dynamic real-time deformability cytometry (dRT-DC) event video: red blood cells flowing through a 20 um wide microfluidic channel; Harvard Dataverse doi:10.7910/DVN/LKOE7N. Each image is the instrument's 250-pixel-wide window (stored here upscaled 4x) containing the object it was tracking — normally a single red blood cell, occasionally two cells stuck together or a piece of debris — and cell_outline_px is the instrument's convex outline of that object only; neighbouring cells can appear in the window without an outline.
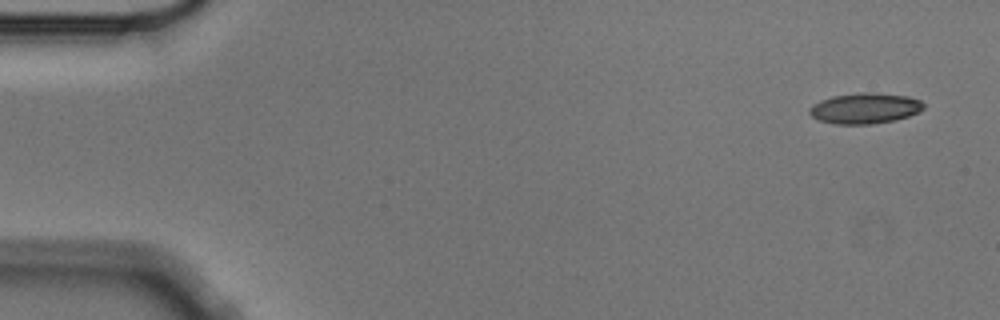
{"species": "Egyptian fruit bat (a non-hibernating species)", "species_latin": "Rousettus aegyptiacus", "temperature_condition": "cold", "stored_images_in_passage": 5, "camera_frame_rate_fps": 3000, "um_per_image_px": 0.085, "animal": {"sex": "male"}, "frame": {"image": 1, "passage_image": 1, "time_ms": 0.0, "image_size_px": [1000, 320], "cell_outline_px": [[924, 108], [920, 112], [896, 120], [872, 124], [836, 124], [816, 120], [808, 112], [808, 108], [812, 104], [820, 100], [832, 96], [860, 92], [872, 92], [908, 96], [920, 100], [924, 104]], "centroid_in_image_um": [73.5, 9.2], "position_along_channel_um": 11.5, "area_um2": 20.69}}
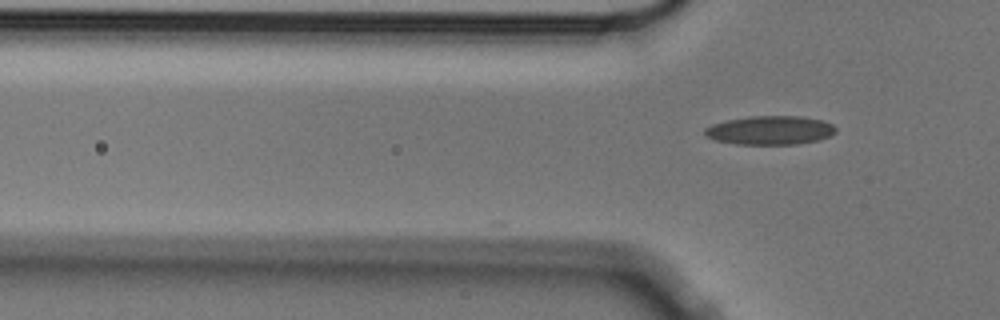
{"frame": {"image": 2, "passage_image": 5, "time_ms": 1.333, "image_size_px": [1000, 320], "cell_outline_px": [[836, 132], [828, 136], [816, 140], [796, 144], [736, 144], [716, 140], [708, 136], [704, 132], [704, 128], [712, 124], [728, 120], [748, 116], [800, 116], [820, 120], [832, 124], [836, 128]], "centroid_in_image_um": [65.44, 11.06], "position_along_channel_um": 60.4, "area_um2": 21.73}}